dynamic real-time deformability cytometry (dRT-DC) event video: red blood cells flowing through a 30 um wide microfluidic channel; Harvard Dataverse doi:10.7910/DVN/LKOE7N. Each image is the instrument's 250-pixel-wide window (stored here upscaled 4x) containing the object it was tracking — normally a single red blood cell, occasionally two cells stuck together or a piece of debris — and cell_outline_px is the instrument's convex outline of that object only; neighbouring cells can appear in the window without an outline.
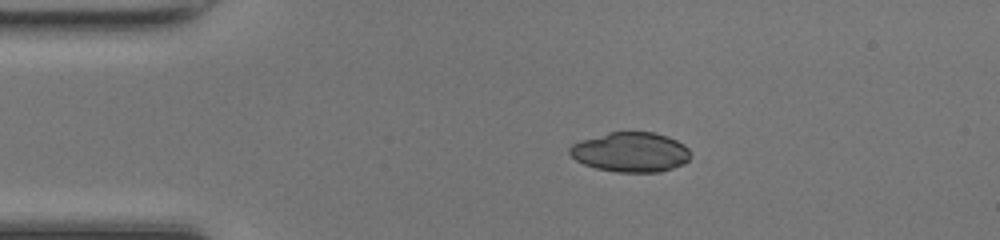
{"species": "common noctule bat (a hibernating species)", "species_latin": "Nyctalus noctula", "temperature_condition": "room temperature", "stored_images_in_passage": 44, "camera_frame_rate_fps": 3000, "um_per_image_px": 0.085, "animal": {"sex": "female", "body_mass_g": 17.0, "forearm_length_mm": 48.0}, "frame": {"image": 1, "passage_image": 6, "time_ms": 1.667, "image_size_px": [1000, 240], "cell_outline_px": [[692, 156], [684, 164], [660, 172], [616, 172], [596, 168], [584, 164], [576, 160], [568, 152], [568, 148], [572, 144], [580, 140], [608, 132], [652, 132], [668, 136], [684, 144], [688, 148]], "centroid_in_image_um": [53.61, 12.93], "position_along_channel_um": 31.4, "area_um2": 28.21}}
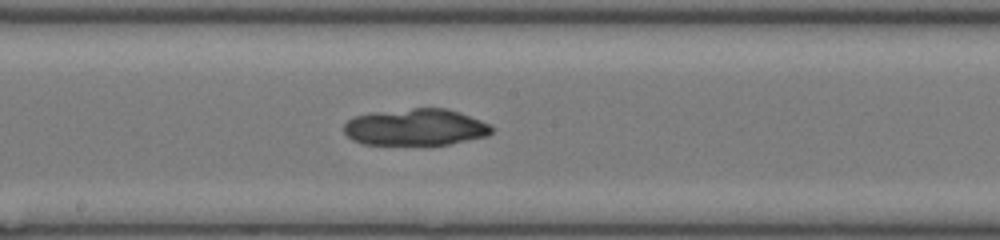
{"frame": {"image": 2, "passage_image": 22, "time_ms": 7.0, "image_size_px": [1000, 240], "cell_outline_px": [[492, 132], [488, 136], [448, 144], [360, 144], [352, 140], [344, 132], [344, 124], [352, 116], [372, 112], [412, 108], [448, 108], [460, 112], [480, 120], [488, 124], [492, 128]], "centroid_in_image_um": [35.29, 10.8], "position_along_channel_um": 212.9, "area_um2": 31.67}}
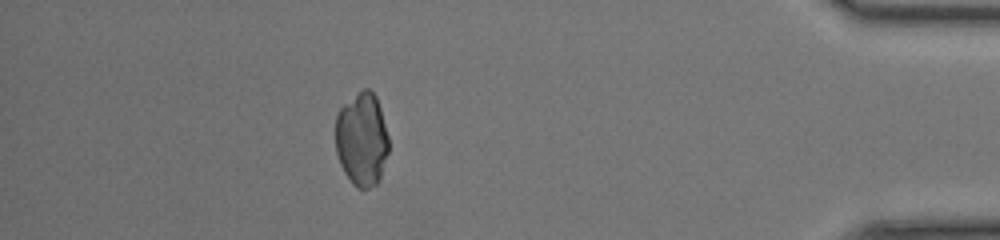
{"frame": {"image": 3, "passage_image": 39, "time_ms": 12.667, "image_size_px": [1000, 240], "cell_outline_px": [[388, 152], [380, 180], [376, 184], [368, 188], [356, 188], [352, 184], [344, 172], [340, 164], [336, 152], [336, 116], [340, 108], [344, 104], [364, 88], [368, 88], [376, 96], [380, 108], [388, 136]], "centroid_in_image_um": [30.76, 11.87], "position_along_channel_um": 404.4, "area_um2": 28.96}}